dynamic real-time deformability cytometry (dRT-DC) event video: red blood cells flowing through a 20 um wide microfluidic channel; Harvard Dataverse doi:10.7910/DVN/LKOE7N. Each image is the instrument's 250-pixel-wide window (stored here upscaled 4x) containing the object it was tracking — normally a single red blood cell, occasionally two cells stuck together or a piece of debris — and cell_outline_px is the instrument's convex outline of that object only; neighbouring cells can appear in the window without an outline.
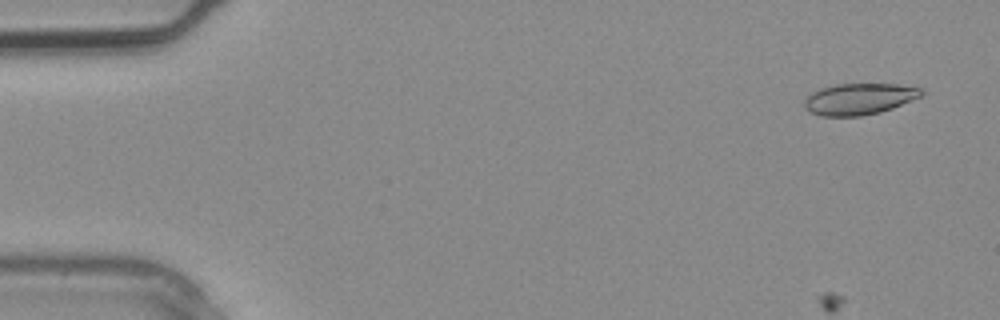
{"species": "common noctule bat (a hibernating species)", "species_latin": "Nyctalus noctula", "temperature_condition": "warm", "stored_images_in_passage": 3, "camera_frame_rate_fps": 3000, "um_per_image_px": 0.085, "animal": {"sex": "male", "body_mass_g": 20.4}, "frame": {"image": 1, "passage_image": 1, "time_ms": 0.0, "image_size_px": [1000, 320], "cell_outline_px": [[924, 96], [892, 108], [880, 112], [860, 116], [820, 116], [808, 112], [804, 108], [804, 100], [812, 92], [820, 88], [832, 84], [896, 84], [924, 88]], "centroid_in_image_um": [73.04, 8.41], "position_along_channel_um": 12.0, "area_um2": 21.73}}